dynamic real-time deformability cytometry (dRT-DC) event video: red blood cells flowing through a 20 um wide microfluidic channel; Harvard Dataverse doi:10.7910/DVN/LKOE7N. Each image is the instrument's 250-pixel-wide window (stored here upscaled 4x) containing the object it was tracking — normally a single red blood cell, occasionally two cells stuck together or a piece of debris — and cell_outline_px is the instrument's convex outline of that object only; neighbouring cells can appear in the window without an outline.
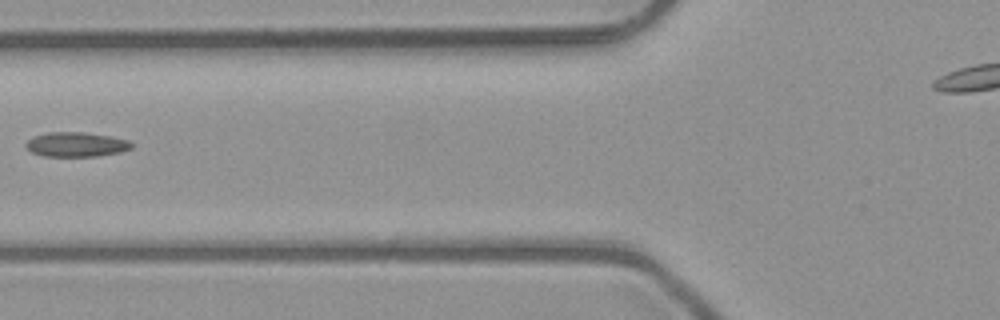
{"species": "common noctule bat (a hibernating species)", "species_latin": "Nyctalus noctula", "temperature_condition": "room temperature", "stored_images_in_passage": 4, "camera_frame_rate_fps": 3000, "um_per_image_px": 0.085, "animal": {"sex": "male", "body_mass_g": 23.1, "forearm_length_mm": 52.7}, "frame": {"image": 1, "passage_image": 3, "time_ms": 0.667, "image_size_px": [1000, 320], "cell_outline_px": [[132, 148], [120, 152], [96, 156], [44, 156], [32, 152], [24, 144], [32, 136], [48, 132], [84, 132], [108, 136], [128, 140], [132, 144]], "centroid_in_image_um": [6.45, 12.27], "position_along_channel_um": 119.4, "area_um2": 15.03}}
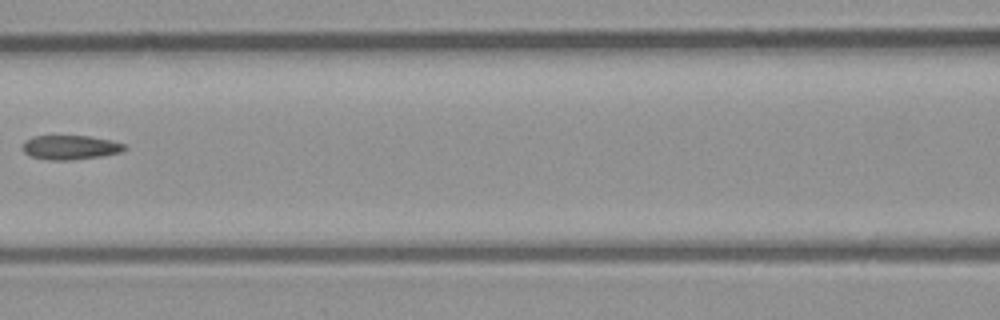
{"frame": {"image": 2, "passage_image": 4, "time_ms": 1.0, "image_size_px": [1000, 320], "cell_outline_px": [[128, 148], [120, 152], [100, 156], [72, 160], [48, 160], [32, 156], [24, 152], [20, 148], [24, 140], [32, 136], [88, 136], [108, 140], [124, 144]], "centroid_in_image_um": [5.92, 12.52], "position_along_channel_um": 160.7, "area_um2": 14.39}}